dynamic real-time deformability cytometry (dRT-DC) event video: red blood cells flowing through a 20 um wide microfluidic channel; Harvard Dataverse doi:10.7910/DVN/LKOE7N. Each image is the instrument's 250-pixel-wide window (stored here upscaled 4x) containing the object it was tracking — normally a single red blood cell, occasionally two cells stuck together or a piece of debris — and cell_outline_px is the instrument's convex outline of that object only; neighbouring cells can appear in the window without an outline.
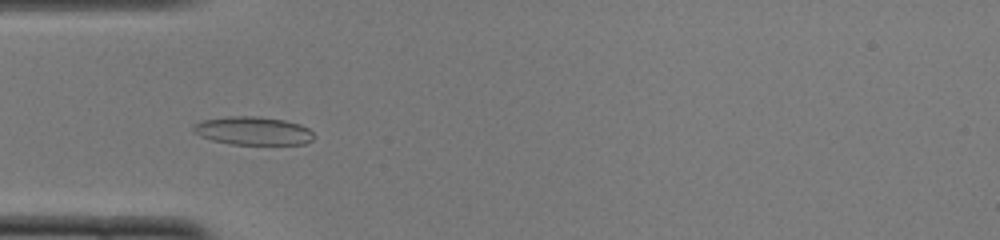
{"species": "common noctule bat (a hibernating species)", "species_latin": "Nyctalus noctula", "temperature_condition": "cold", "stored_images_in_passage": 50, "camera_frame_rate_fps": 3000, "um_per_image_px": 0.085, "animal": {"sex": "female", "body_mass_g": 22.0, "forearm_length_mm": 56.7}, "frame": {"image": 1, "passage_image": 15, "time_ms": 4.667, "image_size_px": [1000, 240], "cell_outline_px": [[312, 140], [304, 144], [232, 144], [212, 140], [200, 136], [192, 132], [192, 128], [196, 124], [204, 120], [228, 116], [256, 116], [284, 120], [300, 124], [308, 128], [312, 132]], "centroid_in_image_um": [21.5, 11.12], "position_along_channel_um": 63.5, "area_um2": 19.71}}
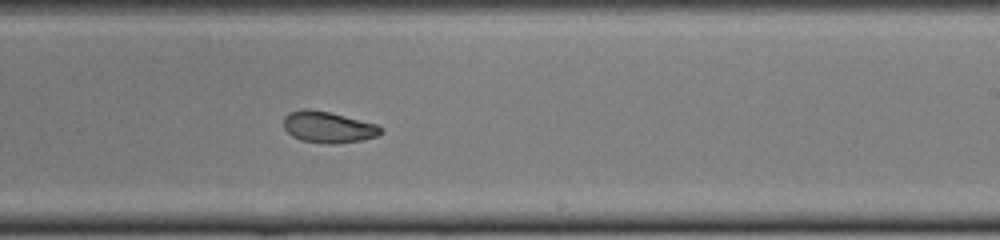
{"frame": {"image": 2, "passage_image": 30, "time_ms": 9.667, "image_size_px": [1000, 240], "cell_outline_px": [[384, 132], [380, 136], [364, 140], [336, 144], [324, 144], [300, 140], [292, 136], [284, 128], [284, 116], [288, 112], [304, 108], [308, 108], [328, 112], [376, 124], [384, 128]], "centroid_in_image_um": [27.92, 10.82], "position_along_channel_um": 261.1, "area_um2": 18.03}}
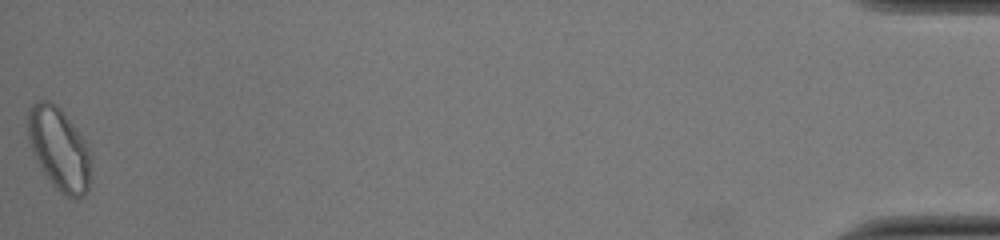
{"frame": {"image": 3, "passage_image": 50, "time_ms": 16.333, "image_size_px": [1000, 240], "cell_outline_px": [[88, 192], [84, 196], [76, 200], [64, 196], [44, 176], [32, 152], [28, 136], [28, 108], [36, 100], [48, 100], [56, 104], [64, 112], [76, 128], [84, 140], [88, 148]], "centroid_in_image_um": [4.98, 12.66], "position_along_channel_um": 430.2, "area_um2": 30.35}, "authors_computed_cell_mechanics": {"area_um2": 18.4671, "velocity_mm_per_s": 3.9852, "shape_relaxation_time_tau1_ms": 8.5155, "shape_relaxation_time_tau2_ms": 1.9272, "deformation_change_tau1": 0.2279, "deformation_change_tau2": 0.07}}